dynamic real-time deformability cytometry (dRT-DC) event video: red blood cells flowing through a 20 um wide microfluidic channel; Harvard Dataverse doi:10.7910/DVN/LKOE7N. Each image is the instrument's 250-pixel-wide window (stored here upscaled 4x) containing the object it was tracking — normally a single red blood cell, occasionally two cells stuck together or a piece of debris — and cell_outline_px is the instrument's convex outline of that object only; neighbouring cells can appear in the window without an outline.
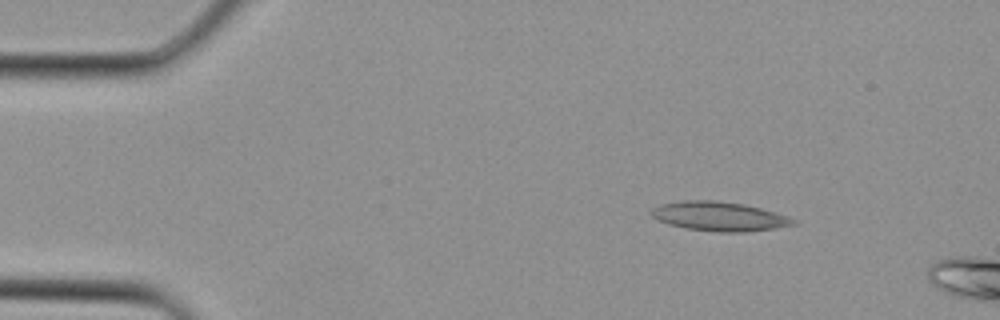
{"species": "Egyptian fruit bat (a non-hibernating species)", "species_latin": "Rousettus aegyptiacus", "temperature_condition": "cold", "stored_images_in_passage": 4, "segment_of_instrument_passage": [1, 2], "camera_frame_rate_fps": 3000, "um_per_image_px": 0.085, "animal": {"sex": "female"}, "frame": {"image": 1, "passage_image": 2, "time_ms": 0.333, "image_size_px": [1000, 320], "cell_outline_px": [[800, 224], [776, 228], [744, 232], [716, 232], [688, 228], [668, 224], [656, 220], [648, 212], [652, 208], [660, 204], [680, 200], [716, 200], [744, 204], [760, 208], [788, 216], [796, 220]], "centroid_in_image_um": [61.12, 18.38], "position_along_channel_um": 23.9, "area_um2": 24.45}}